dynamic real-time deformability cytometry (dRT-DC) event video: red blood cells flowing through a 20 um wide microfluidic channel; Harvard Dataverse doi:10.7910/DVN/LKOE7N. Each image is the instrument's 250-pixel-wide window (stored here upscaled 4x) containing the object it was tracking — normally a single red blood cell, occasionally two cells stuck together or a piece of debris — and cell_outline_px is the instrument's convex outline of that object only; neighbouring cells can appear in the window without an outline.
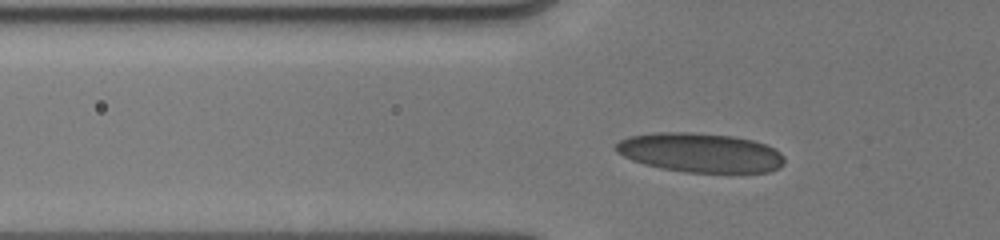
{"species": "human", "species_latin": "Homo sapiens", "temperature_condition": "cold", "stored_images_in_passage": 23, "camera_frame_rate_fps": 3000, "um_per_image_px": 0.085, "donor": {"sex": "male"}, "frame": {"image": 1, "passage_image": 13, "time_ms": 3.0, "image_size_px": [1000, 240], "cell_outline_px": [[784, 164], [780, 168], [768, 172], [684, 172], [660, 168], [644, 164], [632, 160], [616, 152], [612, 148], [620, 140], [628, 136], [656, 132], [692, 132], [732, 136], [752, 140], [764, 144], [780, 152], [784, 156]], "centroid_in_image_um": [59.49, 12.97], "position_along_channel_um": 66.3, "area_um2": 38.73}}
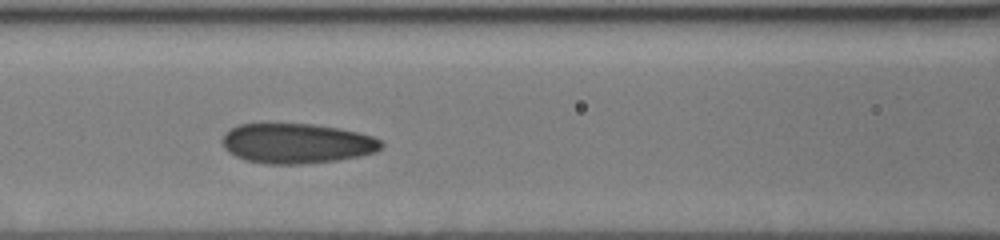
{"frame": {"image": 2, "passage_image": 19, "time_ms": 5.0, "image_size_px": [1000, 240], "cell_outline_px": [[384, 144], [376, 152], [336, 160], [300, 164], [264, 164], [244, 160], [228, 152], [224, 148], [220, 140], [224, 132], [240, 124], [312, 124], [336, 128], [356, 132], [372, 136], [380, 140]], "centroid_in_image_um": [25.16, 12.19], "position_along_channel_um": 141.4, "area_um2": 36.93}}
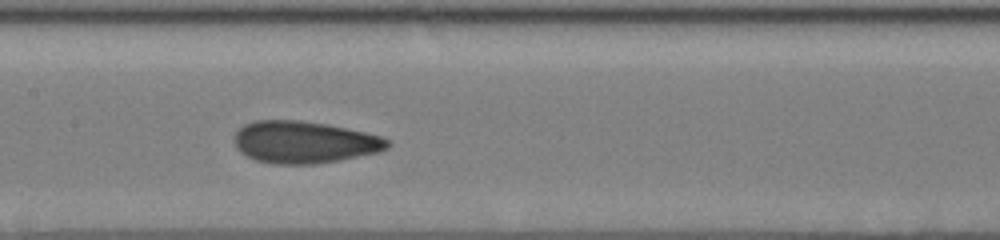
{"frame": {"image": 3, "passage_image": 22, "time_ms": 6.0, "image_size_px": [1000, 240], "cell_outline_px": [[388, 148], [380, 152], [340, 160], [312, 164], [272, 164], [256, 160], [240, 152], [236, 148], [236, 132], [244, 124], [256, 120], [300, 120], [328, 124], [364, 132], [380, 136], [388, 140]], "centroid_in_image_um": [25.86, 12.08], "position_along_channel_um": 181.5, "area_um2": 37.45}}